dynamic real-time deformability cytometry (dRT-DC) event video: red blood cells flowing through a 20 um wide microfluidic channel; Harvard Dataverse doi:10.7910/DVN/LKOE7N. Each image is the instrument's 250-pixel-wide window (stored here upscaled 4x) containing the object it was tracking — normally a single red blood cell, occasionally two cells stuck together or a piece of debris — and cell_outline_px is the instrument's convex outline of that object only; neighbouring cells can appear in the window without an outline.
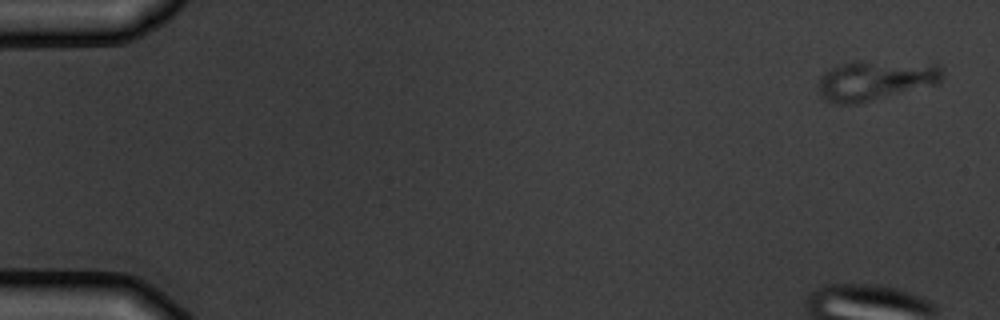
{"species": "common noctule bat (a hibernating species)", "species_latin": "Nyctalus noctula", "temperature_condition": "warm", "stored_images_in_passage": 6, "camera_frame_rate_fps": 3000, "um_per_image_px": 0.085, "animal": {"sex": "male", "body_mass_g": 19.5, "forearm_length_mm": 54.6}, "frame": {"image": 1, "passage_image": 1, "time_ms": 0.0, "image_size_px": [1000, 320], "cell_outline_px": [[944, 76], [940, 84], [856, 104], [836, 104], [824, 100], [820, 96], [816, 88], [816, 84], [820, 76], [824, 72], [840, 64], [856, 60], [864, 60], [936, 64], [944, 68]], "centroid_in_image_um": [74.41, 6.83], "position_along_channel_um": 10.6, "area_um2": 29.71}}